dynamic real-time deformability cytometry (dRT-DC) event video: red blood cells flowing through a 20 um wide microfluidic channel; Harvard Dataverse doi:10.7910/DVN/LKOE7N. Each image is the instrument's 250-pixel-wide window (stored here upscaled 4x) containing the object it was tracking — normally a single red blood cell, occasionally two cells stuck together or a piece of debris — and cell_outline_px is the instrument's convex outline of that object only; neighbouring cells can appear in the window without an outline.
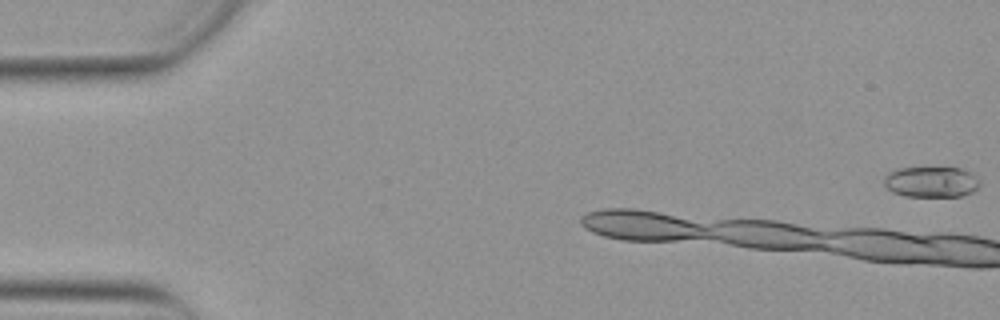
{"species": "Egyptian fruit bat (a non-hibernating species)", "species_latin": "Rousettus aegyptiacus", "temperature_condition": "warm", "stored_images_in_passage": 7, "camera_frame_rate_fps": 3000, "um_per_image_px": 0.085, "animal": {"sex": "female"}, "frame": {"image": 1, "passage_image": 1, "time_ms": 0.0, "image_size_px": [1000, 320], "cell_outline_px": [[980, 184], [972, 192], [960, 196], [904, 196], [892, 192], [884, 184], [884, 176], [888, 172], [900, 168], [960, 168], [976, 176], [980, 180]], "centroid_in_image_um": [79.14, 15.46], "position_along_channel_um": 5.9, "area_um2": 17.05}}